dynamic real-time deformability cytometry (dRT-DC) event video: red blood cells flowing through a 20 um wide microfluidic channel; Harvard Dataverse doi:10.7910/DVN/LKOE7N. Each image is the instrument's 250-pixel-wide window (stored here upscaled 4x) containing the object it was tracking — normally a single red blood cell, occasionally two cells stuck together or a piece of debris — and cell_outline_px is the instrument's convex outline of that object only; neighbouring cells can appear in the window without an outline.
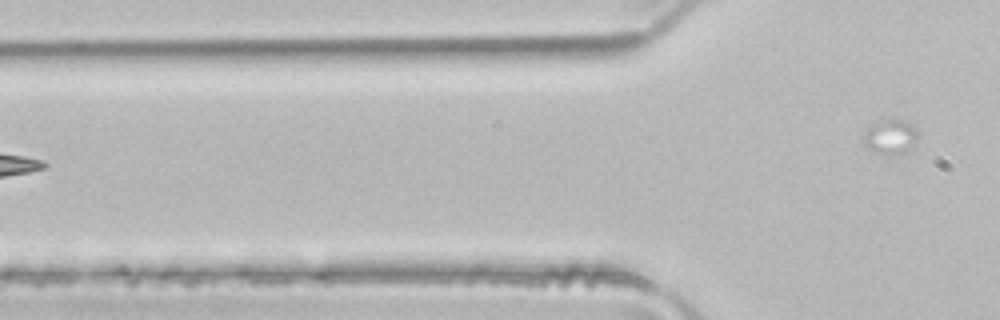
{"species": "common noctule bat (a hibernating species)", "species_latin": "Nyctalus noctula", "temperature_condition": "room temperature", "stored_images_in_passage": 4, "segment_of_instrument_passage": [2, 2], "camera_frame_rate_fps": 3000, "um_per_image_px": 0.085, "animal": {"sex": "male", "body_mass_g": 21.5, "forearm_length_mm": 52.0}, "frame": {"image": 1, "passage_image": 4, "time_ms": 1.0, "image_size_px": [1000, 320], "cell_outline_px": [[916, 136], [908, 148], [904, 152], [872, 152], [860, 140], [864, 132], [872, 120], [880, 116], [896, 116], [912, 124], [916, 128]], "centroid_in_image_um": [75.55, 11.46], "position_along_channel_um": 50.2, "area_um2": 11.39}}